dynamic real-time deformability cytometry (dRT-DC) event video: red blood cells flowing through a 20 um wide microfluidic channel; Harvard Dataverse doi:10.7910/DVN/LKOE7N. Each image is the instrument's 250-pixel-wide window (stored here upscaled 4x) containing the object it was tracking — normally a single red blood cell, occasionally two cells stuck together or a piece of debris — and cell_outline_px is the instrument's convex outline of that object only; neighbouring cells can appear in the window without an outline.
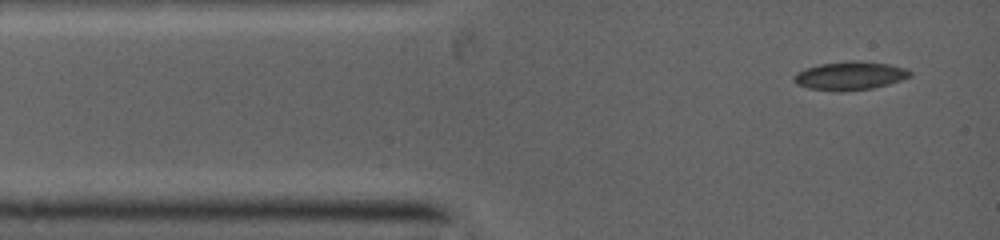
{"species": "common noctule bat (a hibernating species)", "species_latin": "Nyctalus noctula", "temperature_condition": "warm", "stored_images_in_passage": 42, "camera_frame_rate_fps": 5000, "um_per_image_px": 0.085, "animal": {"sex": "female", "body_mass_g": 19.0, "forearm_length_mm": 53.3}, "frame": {"image": 1, "passage_image": 1, "time_ms": 0.0, "image_size_px": [1000, 240], "cell_outline_px": [[912, 76], [888, 84], [872, 88], [840, 92], [836, 92], [808, 88], [796, 84], [792, 80], [792, 76], [796, 72], [820, 64], [852, 60], [888, 64], [904, 68], [912, 72]], "centroid_in_image_um": [72.2, 6.45], "position_along_channel_um": 12.8, "area_um2": 19.25}}
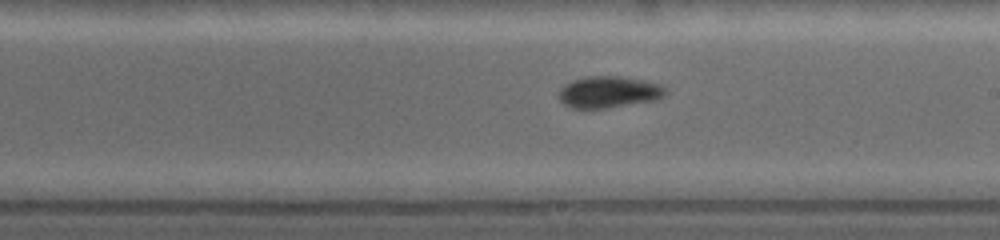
{"frame": {"image": 2, "passage_image": 19, "time_ms": 6.0, "image_size_px": [1000, 240], "cell_outline_px": [[664, 92], [660, 96], [652, 100], [604, 108], [576, 108], [564, 104], [560, 100], [560, 92], [568, 84], [576, 80], [588, 76], [616, 76], [656, 84], [664, 88]], "centroid_in_image_um": [51.68, 7.83], "position_along_channel_um": 237.3, "area_um2": 18.38}}
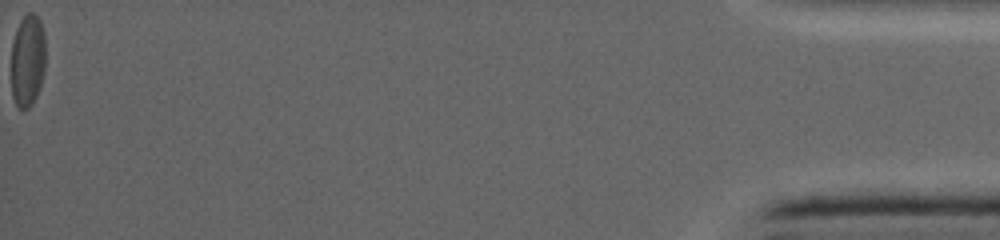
{"frame": {"image": 3, "passage_image": 42, "time_ms": 13.8, "image_size_px": [1000, 240], "cell_outline_px": [[44, 72], [36, 96], [28, 108], [20, 108], [16, 104], [12, 96], [12, 44], [20, 20], [28, 12], [32, 12], [40, 20], [44, 32]], "centroid_in_image_um": [2.35, 5.12], "position_along_channel_um": 432.9, "area_um2": 18.15}}